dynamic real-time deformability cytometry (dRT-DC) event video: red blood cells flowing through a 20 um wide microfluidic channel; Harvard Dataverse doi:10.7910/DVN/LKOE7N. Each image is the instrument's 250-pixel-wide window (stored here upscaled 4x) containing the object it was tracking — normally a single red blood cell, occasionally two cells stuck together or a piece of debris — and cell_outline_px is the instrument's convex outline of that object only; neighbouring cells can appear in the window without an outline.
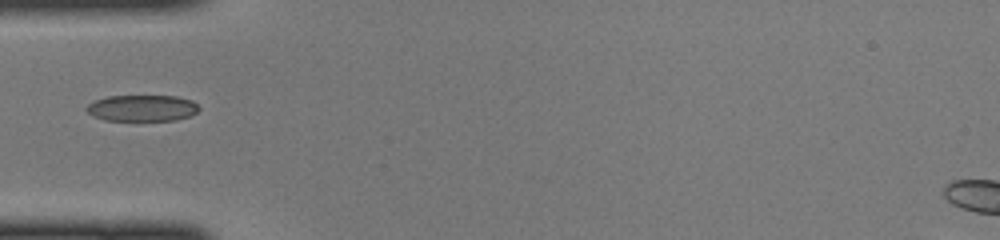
{"species": "common noctule bat (a hibernating species)", "species_latin": "Nyctalus noctula", "temperature_condition": "cold", "stored_images_in_passage": 9, "camera_frame_rate_fps": 3000, "um_per_image_px": 0.085, "animal": {"sex": "female", "body_mass_g": 22.0, "forearm_length_mm": 56.7}, "frame": {"image": 1, "passage_image": 1, "time_ms": 0.0, "image_size_px": [1000, 240], "cell_outline_px": [[200, 108], [196, 112], [188, 116], [176, 120], [104, 120], [92, 116], [84, 108], [88, 104], [96, 100], [108, 96], [176, 96], [192, 100]], "centroid_in_image_um": [12.06, 9.18], "position_along_channel_um": 72.9, "area_um2": 17.17}}
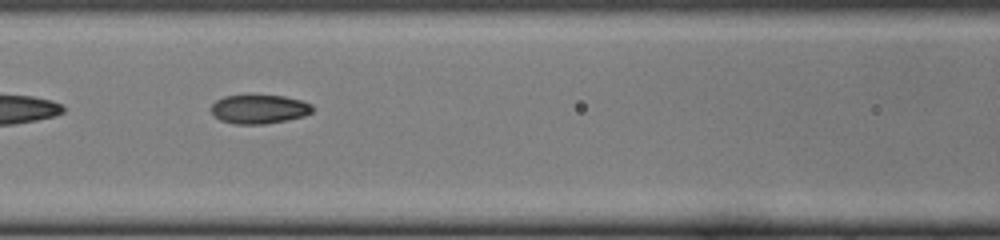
{"frame": {"image": 2, "passage_image": 6, "time_ms": 1.667, "image_size_px": [1000, 240], "cell_outline_px": [[316, 108], [312, 112], [304, 116], [288, 120], [264, 124], [236, 124], [220, 120], [208, 108], [216, 100], [224, 96], [284, 96], [300, 100], [312, 104]], "centroid_in_image_um": [22.05, 9.29], "position_along_channel_um": 144.6, "area_um2": 17.11}}